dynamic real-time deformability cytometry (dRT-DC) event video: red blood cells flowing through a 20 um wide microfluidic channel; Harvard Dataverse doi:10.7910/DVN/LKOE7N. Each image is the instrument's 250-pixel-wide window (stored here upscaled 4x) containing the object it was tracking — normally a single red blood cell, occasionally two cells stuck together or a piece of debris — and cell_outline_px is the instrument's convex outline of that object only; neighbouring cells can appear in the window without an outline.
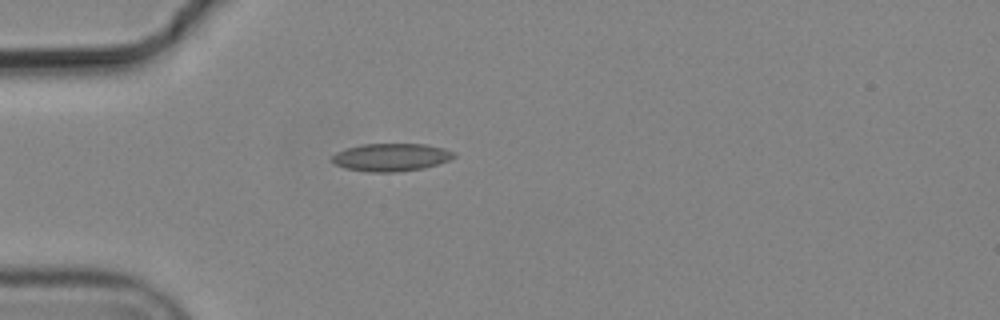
{"species": "common noctule bat (a hibernating species)", "species_latin": "Nyctalus noctula", "temperature_condition": "cold", "stored_images_in_passage": 1, "camera_frame_rate_fps": 3000, "um_per_image_px": 0.085, "animal": {"sex": "male", "body_mass_g": 19.2, "forearm_length_mm": 51.8}, "frame": {"image": 1, "passage_image": 1, "time_ms": 0.0, "image_size_px": [1000, 320], "cell_outline_px": [[456, 156], [448, 160], [424, 168], [396, 172], [368, 172], [344, 168], [336, 164], [332, 160], [332, 156], [336, 152], [344, 148], [364, 144], [424, 144], [444, 148], [456, 152]], "centroid_in_image_um": [33.24, 13.36], "position_along_channel_um": 51.8, "area_um2": 19.77}}